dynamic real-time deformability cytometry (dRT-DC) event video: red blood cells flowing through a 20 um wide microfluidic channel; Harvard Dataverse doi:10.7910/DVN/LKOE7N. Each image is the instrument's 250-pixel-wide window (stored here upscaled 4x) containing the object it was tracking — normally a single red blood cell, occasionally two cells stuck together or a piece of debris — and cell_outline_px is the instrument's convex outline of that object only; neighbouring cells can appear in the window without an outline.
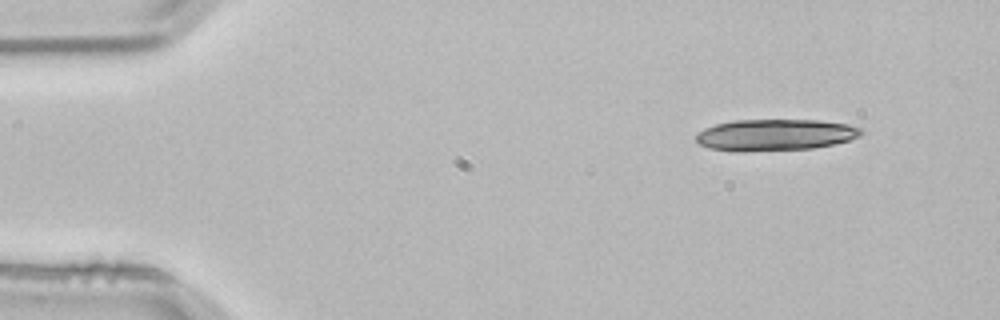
{"species": "common noctule bat (a hibernating species)", "species_latin": "Nyctalus noctula", "temperature_condition": "room temperature", "stored_images_in_passage": 3, "camera_frame_rate_fps": 3000, "um_per_image_px": 0.085, "animal": {"sex": "male", "body_mass_g": 21.5, "forearm_length_mm": 52.0}, "frame": {"image": 1, "passage_image": 1, "time_ms": 0.0, "image_size_px": [1000, 320], "cell_outline_px": [[864, 132], [860, 136], [836, 144], [812, 148], [744, 152], [732, 152], [708, 148], [700, 144], [696, 140], [696, 136], [704, 128], [716, 124], [732, 120], [820, 120], [848, 124], [860, 128]], "centroid_in_image_um": [65.88, 11.47], "position_along_channel_um": 19.1, "area_um2": 30.58}}